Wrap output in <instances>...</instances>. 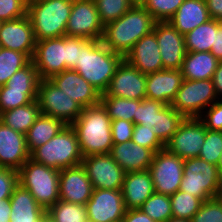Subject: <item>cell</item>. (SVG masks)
<instances>
[{
    "mask_svg": "<svg viewBox=\"0 0 222 222\" xmlns=\"http://www.w3.org/2000/svg\"><path fill=\"white\" fill-rule=\"evenodd\" d=\"M155 22L143 6H132L119 19L104 25L101 41L112 52L125 58L141 37L153 31Z\"/></svg>",
    "mask_w": 222,
    "mask_h": 222,
    "instance_id": "obj_1",
    "label": "cell"
},
{
    "mask_svg": "<svg viewBox=\"0 0 222 222\" xmlns=\"http://www.w3.org/2000/svg\"><path fill=\"white\" fill-rule=\"evenodd\" d=\"M111 118L99 104L85 107L71 124L74 128L83 157L92 154H109L113 146Z\"/></svg>",
    "mask_w": 222,
    "mask_h": 222,
    "instance_id": "obj_2",
    "label": "cell"
},
{
    "mask_svg": "<svg viewBox=\"0 0 222 222\" xmlns=\"http://www.w3.org/2000/svg\"><path fill=\"white\" fill-rule=\"evenodd\" d=\"M123 60V56L112 52L101 40H89L80 49L79 63L74 71L103 94Z\"/></svg>",
    "mask_w": 222,
    "mask_h": 222,
    "instance_id": "obj_3",
    "label": "cell"
},
{
    "mask_svg": "<svg viewBox=\"0 0 222 222\" xmlns=\"http://www.w3.org/2000/svg\"><path fill=\"white\" fill-rule=\"evenodd\" d=\"M73 0H39L27 2L36 41L66 36V26Z\"/></svg>",
    "mask_w": 222,
    "mask_h": 222,
    "instance_id": "obj_4",
    "label": "cell"
},
{
    "mask_svg": "<svg viewBox=\"0 0 222 222\" xmlns=\"http://www.w3.org/2000/svg\"><path fill=\"white\" fill-rule=\"evenodd\" d=\"M30 159L59 171L80 165L83 155L74 128L66 125L47 143L36 148Z\"/></svg>",
    "mask_w": 222,
    "mask_h": 222,
    "instance_id": "obj_5",
    "label": "cell"
},
{
    "mask_svg": "<svg viewBox=\"0 0 222 222\" xmlns=\"http://www.w3.org/2000/svg\"><path fill=\"white\" fill-rule=\"evenodd\" d=\"M18 173L19 184L27 189L46 211L59 200V170L29 158Z\"/></svg>",
    "mask_w": 222,
    "mask_h": 222,
    "instance_id": "obj_6",
    "label": "cell"
},
{
    "mask_svg": "<svg viewBox=\"0 0 222 222\" xmlns=\"http://www.w3.org/2000/svg\"><path fill=\"white\" fill-rule=\"evenodd\" d=\"M221 185L222 175L218 166L199 157L184 160L180 191L200 198L204 202L216 198Z\"/></svg>",
    "mask_w": 222,
    "mask_h": 222,
    "instance_id": "obj_7",
    "label": "cell"
},
{
    "mask_svg": "<svg viewBox=\"0 0 222 222\" xmlns=\"http://www.w3.org/2000/svg\"><path fill=\"white\" fill-rule=\"evenodd\" d=\"M218 100L212 79H184L171 106L185 118L199 117Z\"/></svg>",
    "mask_w": 222,
    "mask_h": 222,
    "instance_id": "obj_8",
    "label": "cell"
},
{
    "mask_svg": "<svg viewBox=\"0 0 222 222\" xmlns=\"http://www.w3.org/2000/svg\"><path fill=\"white\" fill-rule=\"evenodd\" d=\"M37 100L41 114L62 120L71 125L83 111V107L68 97L49 79H41L38 85Z\"/></svg>",
    "mask_w": 222,
    "mask_h": 222,
    "instance_id": "obj_9",
    "label": "cell"
},
{
    "mask_svg": "<svg viewBox=\"0 0 222 222\" xmlns=\"http://www.w3.org/2000/svg\"><path fill=\"white\" fill-rule=\"evenodd\" d=\"M184 160L166 149L154 153L150 172L156 193L173 195L180 188Z\"/></svg>",
    "mask_w": 222,
    "mask_h": 222,
    "instance_id": "obj_10",
    "label": "cell"
},
{
    "mask_svg": "<svg viewBox=\"0 0 222 222\" xmlns=\"http://www.w3.org/2000/svg\"><path fill=\"white\" fill-rule=\"evenodd\" d=\"M104 25L94 0H73L66 26V36L101 40Z\"/></svg>",
    "mask_w": 222,
    "mask_h": 222,
    "instance_id": "obj_11",
    "label": "cell"
},
{
    "mask_svg": "<svg viewBox=\"0 0 222 222\" xmlns=\"http://www.w3.org/2000/svg\"><path fill=\"white\" fill-rule=\"evenodd\" d=\"M206 137V128L198 117L185 118L165 144V149L181 159L198 157Z\"/></svg>",
    "mask_w": 222,
    "mask_h": 222,
    "instance_id": "obj_12",
    "label": "cell"
},
{
    "mask_svg": "<svg viewBox=\"0 0 222 222\" xmlns=\"http://www.w3.org/2000/svg\"><path fill=\"white\" fill-rule=\"evenodd\" d=\"M84 167L94 189L121 190L125 171L110 154H92L83 157Z\"/></svg>",
    "mask_w": 222,
    "mask_h": 222,
    "instance_id": "obj_13",
    "label": "cell"
},
{
    "mask_svg": "<svg viewBox=\"0 0 222 222\" xmlns=\"http://www.w3.org/2000/svg\"><path fill=\"white\" fill-rule=\"evenodd\" d=\"M31 61L40 79L66 70V36L37 41Z\"/></svg>",
    "mask_w": 222,
    "mask_h": 222,
    "instance_id": "obj_14",
    "label": "cell"
},
{
    "mask_svg": "<svg viewBox=\"0 0 222 222\" xmlns=\"http://www.w3.org/2000/svg\"><path fill=\"white\" fill-rule=\"evenodd\" d=\"M85 207L90 222H120L127 210L121 190L94 189Z\"/></svg>",
    "mask_w": 222,
    "mask_h": 222,
    "instance_id": "obj_15",
    "label": "cell"
},
{
    "mask_svg": "<svg viewBox=\"0 0 222 222\" xmlns=\"http://www.w3.org/2000/svg\"><path fill=\"white\" fill-rule=\"evenodd\" d=\"M101 96L143 100L146 98V74L141 73L124 59Z\"/></svg>",
    "mask_w": 222,
    "mask_h": 222,
    "instance_id": "obj_16",
    "label": "cell"
},
{
    "mask_svg": "<svg viewBox=\"0 0 222 222\" xmlns=\"http://www.w3.org/2000/svg\"><path fill=\"white\" fill-rule=\"evenodd\" d=\"M152 32L158 42L163 69L180 70L186 55L184 35L168 21L155 22Z\"/></svg>",
    "mask_w": 222,
    "mask_h": 222,
    "instance_id": "obj_17",
    "label": "cell"
},
{
    "mask_svg": "<svg viewBox=\"0 0 222 222\" xmlns=\"http://www.w3.org/2000/svg\"><path fill=\"white\" fill-rule=\"evenodd\" d=\"M36 42L34 31L27 15L1 22L0 47L25 53L32 59Z\"/></svg>",
    "mask_w": 222,
    "mask_h": 222,
    "instance_id": "obj_18",
    "label": "cell"
},
{
    "mask_svg": "<svg viewBox=\"0 0 222 222\" xmlns=\"http://www.w3.org/2000/svg\"><path fill=\"white\" fill-rule=\"evenodd\" d=\"M93 190V185L81 164L60 170L59 200L86 205Z\"/></svg>",
    "mask_w": 222,
    "mask_h": 222,
    "instance_id": "obj_19",
    "label": "cell"
},
{
    "mask_svg": "<svg viewBox=\"0 0 222 222\" xmlns=\"http://www.w3.org/2000/svg\"><path fill=\"white\" fill-rule=\"evenodd\" d=\"M49 80L83 108L100 103L101 93L77 71L67 69L53 75Z\"/></svg>",
    "mask_w": 222,
    "mask_h": 222,
    "instance_id": "obj_20",
    "label": "cell"
},
{
    "mask_svg": "<svg viewBox=\"0 0 222 222\" xmlns=\"http://www.w3.org/2000/svg\"><path fill=\"white\" fill-rule=\"evenodd\" d=\"M29 158L25 134L0 121V167L18 171Z\"/></svg>",
    "mask_w": 222,
    "mask_h": 222,
    "instance_id": "obj_21",
    "label": "cell"
},
{
    "mask_svg": "<svg viewBox=\"0 0 222 222\" xmlns=\"http://www.w3.org/2000/svg\"><path fill=\"white\" fill-rule=\"evenodd\" d=\"M124 59L146 75L163 70L160 49L153 32L141 37Z\"/></svg>",
    "mask_w": 222,
    "mask_h": 222,
    "instance_id": "obj_22",
    "label": "cell"
},
{
    "mask_svg": "<svg viewBox=\"0 0 222 222\" xmlns=\"http://www.w3.org/2000/svg\"><path fill=\"white\" fill-rule=\"evenodd\" d=\"M181 70L163 69L146 75V98L171 105L182 85Z\"/></svg>",
    "mask_w": 222,
    "mask_h": 222,
    "instance_id": "obj_23",
    "label": "cell"
},
{
    "mask_svg": "<svg viewBox=\"0 0 222 222\" xmlns=\"http://www.w3.org/2000/svg\"><path fill=\"white\" fill-rule=\"evenodd\" d=\"M109 154L126 173L148 170L154 156L151 149L132 141L113 144Z\"/></svg>",
    "mask_w": 222,
    "mask_h": 222,
    "instance_id": "obj_24",
    "label": "cell"
},
{
    "mask_svg": "<svg viewBox=\"0 0 222 222\" xmlns=\"http://www.w3.org/2000/svg\"><path fill=\"white\" fill-rule=\"evenodd\" d=\"M121 192L126 209H138L155 192L148 170L125 173Z\"/></svg>",
    "mask_w": 222,
    "mask_h": 222,
    "instance_id": "obj_25",
    "label": "cell"
},
{
    "mask_svg": "<svg viewBox=\"0 0 222 222\" xmlns=\"http://www.w3.org/2000/svg\"><path fill=\"white\" fill-rule=\"evenodd\" d=\"M10 222H42L47 215L33 195L20 184L10 197Z\"/></svg>",
    "mask_w": 222,
    "mask_h": 222,
    "instance_id": "obj_26",
    "label": "cell"
},
{
    "mask_svg": "<svg viewBox=\"0 0 222 222\" xmlns=\"http://www.w3.org/2000/svg\"><path fill=\"white\" fill-rule=\"evenodd\" d=\"M211 19L205 0H185L168 22L182 35Z\"/></svg>",
    "mask_w": 222,
    "mask_h": 222,
    "instance_id": "obj_27",
    "label": "cell"
},
{
    "mask_svg": "<svg viewBox=\"0 0 222 222\" xmlns=\"http://www.w3.org/2000/svg\"><path fill=\"white\" fill-rule=\"evenodd\" d=\"M219 62L211 52H186L180 70L185 80L212 79Z\"/></svg>",
    "mask_w": 222,
    "mask_h": 222,
    "instance_id": "obj_28",
    "label": "cell"
},
{
    "mask_svg": "<svg viewBox=\"0 0 222 222\" xmlns=\"http://www.w3.org/2000/svg\"><path fill=\"white\" fill-rule=\"evenodd\" d=\"M66 124L55 117L41 114L25 134L27 148L30 154L38 147L47 143Z\"/></svg>",
    "mask_w": 222,
    "mask_h": 222,
    "instance_id": "obj_29",
    "label": "cell"
},
{
    "mask_svg": "<svg viewBox=\"0 0 222 222\" xmlns=\"http://www.w3.org/2000/svg\"><path fill=\"white\" fill-rule=\"evenodd\" d=\"M40 115L41 109L36 99L29 104L0 113V121L5 126L26 134Z\"/></svg>",
    "mask_w": 222,
    "mask_h": 222,
    "instance_id": "obj_30",
    "label": "cell"
},
{
    "mask_svg": "<svg viewBox=\"0 0 222 222\" xmlns=\"http://www.w3.org/2000/svg\"><path fill=\"white\" fill-rule=\"evenodd\" d=\"M220 23L210 19L184 35L186 52H210Z\"/></svg>",
    "mask_w": 222,
    "mask_h": 222,
    "instance_id": "obj_31",
    "label": "cell"
},
{
    "mask_svg": "<svg viewBox=\"0 0 222 222\" xmlns=\"http://www.w3.org/2000/svg\"><path fill=\"white\" fill-rule=\"evenodd\" d=\"M185 117L178 113L171 105H166L157 113V121L153 130L158 139L165 145L178 130Z\"/></svg>",
    "mask_w": 222,
    "mask_h": 222,
    "instance_id": "obj_32",
    "label": "cell"
},
{
    "mask_svg": "<svg viewBox=\"0 0 222 222\" xmlns=\"http://www.w3.org/2000/svg\"><path fill=\"white\" fill-rule=\"evenodd\" d=\"M100 102L106 108L111 120L123 119L133 122V117L136 115L137 107L141 103V100L101 96Z\"/></svg>",
    "mask_w": 222,
    "mask_h": 222,
    "instance_id": "obj_33",
    "label": "cell"
},
{
    "mask_svg": "<svg viewBox=\"0 0 222 222\" xmlns=\"http://www.w3.org/2000/svg\"><path fill=\"white\" fill-rule=\"evenodd\" d=\"M46 214L54 222H86L87 213L85 205L74 204L58 200L51 206Z\"/></svg>",
    "mask_w": 222,
    "mask_h": 222,
    "instance_id": "obj_34",
    "label": "cell"
},
{
    "mask_svg": "<svg viewBox=\"0 0 222 222\" xmlns=\"http://www.w3.org/2000/svg\"><path fill=\"white\" fill-rule=\"evenodd\" d=\"M30 61L31 59L25 53L0 47V87Z\"/></svg>",
    "mask_w": 222,
    "mask_h": 222,
    "instance_id": "obj_35",
    "label": "cell"
},
{
    "mask_svg": "<svg viewBox=\"0 0 222 222\" xmlns=\"http://www.w3.org/2000/svg\"><path fill=\"white\" fill-rule=\"evenodd\" d=\"M139 209L155 222H166L173 217L170 196L161 193L154 192Z\"/></svg>",
    "mask_w": 222,
    "mask_h": 222,
    "instance_id": "obj_36",
    "label": "cell"
},
{
    "mask_svg": "<svg viewBox=\"0 0 222 222\" xmlns=\"http://www.w3.org/2000/svg\"><path fill=\"white\" fill-rule=\"evenodd\" d=\"M170 199L173 218L188 220L192 219L203 203L200 198L180 190L170 195Z\"/></svg>",
    "mask_w": 222,
    "mask_h": 222,
    "instance_id": "obj_37",
    "label": "cell"
},
{
    "mask_svg": "<svg viewBox=\"0 0 222 222\" xmlns=\"http://www.w3.org/2000/svg\"><path fill=\"white\" fill-rule=\"evenodd\" d=\"M38 90H17L0 87V113L29 104L37 99Z\"/></svg>",
    "mask_w": 222,
    "mask_h": 222,
    "instance_id": "obj_38",
    "label": "cell"
},
{
    "mask_svg": "<svg viewBox=\"0 0 222 222\" xmlns=\"http://www.w3.org/2000/svg\"><path fill=\"white\" fill-rule=\"evenodd\" d=\"M40 77L32 61L15 72L5 84L11 89L17 90H38Z\"/></svg>",
    "mask_w": 222,
    "mask_h": 222,
    "instance_id": "obj_39",
    "label": "cell"
},
{
    "mask_svg": "<svg viewBox=\"0 0 222 222\" xmlns=\"http://www.w3.org/2000/svg\"><path fill=\"white\" fill-rule=\"evenodd\" d=\"M103 25L119 19L132 5L128 0H94Z\"/></svg>",
    "mask_w": 222,
    "mask_h": 222,
    "instance_id": "obj_40",
    "label": "cell"
},
{
    "mask_svg": "<svg viewBox=\"0 0 222 222\" xmlns=\"http://www.w3.org/2000/svg\"><path fill=\"white\" fill-rule=\"evenodd\" d=\"M166 104L149 98H144L137 107L136 115L133 117V123L153 128L157 121V113H159Z\"/></svg>",
    "mask_w": 222,
    "mask_h": 222,
    "instance_id": "obj_41",
    "label": "cell"
},
{
    "mask_svg": "<svg viewBox=\"0 0 222 222\" xmlns=\"http://www.w3.org/2000/svg\"><path fill=\"white\" fill-rule=\"evenodd\" d=\"M222 154V131H211L206 129L204 144L200 150L199 158L218 166Z\"/></svg>",
    "mask_w": 222,
    "mask_h": 222,
    "instance_id": "obj_42",
    "label": "cell"
},
{
    "mask_svg": "<svg viewBox=\"0 0 222 222\" xmlns=\"http://www.w3.org/2000/svg\"><path fill=\"white\" fill-rule=\"evenodd\" d=\"M185 0H147L144 8L156 22L168 21Z\"/></svg>",
    "mask_w": 222,
    "mask_h": 222,
    "instance_id": "obj_43",
    "label": "cell"
},
{
    "mask_svg": "<svg viewBox=\"0 0 222 222\" xmlns=\"http://www.w3.org/2000/svg\"><path fill=\"white\" fill-rule=\"evenodd\" d=\"M132 142L151 149L154 153L165 149V145L155 135L153 128L141 124L134 125Z\"/></svg>",
    "mask_w": 222,
    "mask_h": 222,
    "instance_id": "obj_44",
    "label": "cell"
},
{
    "mask_svg": "<svg viewBox=\"0 0 222 222\" xmlns=\"http://www.w3.org/2000/svg\"><path fill=\"white\" fill-rule=\"evenodd\" d=\"M191 222H222V203L217 197L205 200Z\"/></svg>",
    "mask_w": 222,
    "mask_h": 222,
    "instance_id": "obj_45",
    "label": "cell"
},
{
    "mask_svg": "<svg viewBox=\"0 0 222 222\" xmlns=\"http://www.w3.org/2000/svg\"><path fill=\"white\" fill-rule=\"evenodd\" d=\"M27 15V0H0V22Z\"/></svg>",
    "mask_w": 222,
    "mask_h": 222,
    "instance_id": "obj_46",
    "label": "cell"
},
{
    "mask_svg": "<svg viewBox=\"0 0 222 222\" xmlns=\"http://www.w3.org/2000/svg\"><path fill=\"white\" fill-rule=\"evenodd\" d=\"M205 128L211 131H222V100L208 107L199 117Z\"/></svg>",
    "mask_w": 222,
    "mask_h": 222,
    "instance_id": "obj_47",
    "label": "cell"
},
{
    "mask_svg": "<svg viewBox=\"0 0 222 222\" xmlns=\"http://www.w3.org/2000/svg\"><path fill=\"white\" fill-rule=\"evenodd\" d=\"M18 185V171L11 168L0 167V200L10 199Z\"/></svg>",
    "mask_w": 222,
    "mask_h": 222,
    "instance_id": "obj_48",
    "label": "cell"
},
{
    "mask_svg": "<svg viewBox=\"0 0 222 222\" xmlns=\"http://www.w3.org/2000/svg\"><path fill=\"white\" fill-rule=\"evenodd\" d=\"M82 37L66 36V70H74L79 63L80 49L88 42Z\"/></svg>",
    "mask_w": 222,
    "mask_h": 222,
    "instance_id": "obj_49",
    "label": "cell"
},
{
    "mask_svg": "<svg viewBox=\"0 0 222 222\" xmlns=\"http://www.w3.org/2000/svg\"><path fill=\"white\" fill-rule=\"evenodd\" d=\"M134 123L123 119L111 121L113 144H120L132 140Z\"/></svg>",
    "mask_w": 222,
    "mask_h": 222,
    "instance_id": "obj_50",
    "label": "cell"
},
{
    "mask_svg": "<svg viewBox=\"0 0 222 222\" xmlns=\"http://www.w3.org/2000/svg\"><path fill=\"white\" fill-rule=\"evenodd\" d=\"M120 222H155L146 213L138 209L126 210L125 216Z\"/></svg>",
    "mask_w": 222,
    "mask_h": 222,
    "instance_id": "obj_51",
    "label": "cell"
},
{
    "mask_svg": "<svg viewBox=\"0 0 222 222\" xmlns=\"http://www.w3.org/2000/svg\"><path fill=\"white\" fill-rule=\"evenodd\" d=\"M211 19L222 22V0H205Z\"/></svg>",
    "mask_w": 222,
    "mask_h": 222,
    "instance_id": "obj_52",
    "label": "cell"
},
{
    "mask_svg": "<svg viewBox=\"0 0 222 222\" xmlns=\"http://www.w3.org/2000/svg\"><path fill=\"white\" fill-rule=\"evenodd\" d=\"M219 61H222V22L217 26L214 44L210 51Z\"/></svg>",
    "mask_w": 222,
    "mask_h": 222,
    "instance_id": "obj_53",
    "label": "cell"
},
{
    "mask_svg": "<svg viewBox=\"0 0 222 222\" xmlns=\"http://www.w3.org/2000/svg\"><path fill=\"white\" fill-rule=\"evenodd\" d=\"M215 92L219 100H222V61L219 62L217 69L212 77Z\"/></svg>",
    "mask_w": 222,
    "mask_h": 222,
    "instance_id": "obj_54",
    "label": "cell"
},
{
    "mask_svg": "<svg viewBox=\"0 0 222 222\" xmlns=\"http://www.w3.org/2000/svg\"><path fill=\"white\" fill-rule=\"evenodd\" d=\"M10 199L0 200V222H10Z\"/></svg>",
    "mask_w": 222,
    "mask_h": 222,
    "instance_id": "obj_55",
    "label": "cell"
},
{
    "mask_svg": "<svg viewBox=\"0 0 222 222\" xmlns=\"http://www.w3.org/2000/svg\"><path fill=\"white\" fill-rule=\"evenodd\" d=\"M132 6H144L147 0H128Z\"/></svg>",
    "mask_w": 222,
    "mask_h": 222,
    "instance_id": "obj_56",
    "label": "cell"
},
{
    "mask_svg": "<svg viewBox=\"0 0 222 222\" xmlns=\"http://www.w3.org/2000/svg\"><path fill=\"white\" fill-rule=\"evenodd\" d=\"M166 222H191V220L172 217L168 219Z\"/></svg>",
    "mask_w": 222,
    "mask_h": 222,
    "instance_id": "obj_57",
    "label": "cell"
},
{
    "mask_svg": "<svg viewBox=\"0 0 222 222\" xmlns=\"http://www.w3.org/2000/svg\"><path fill=\"white\" fill-rule=\"evenodd\" d=\"M217 199L222 203V185L219 188Z\"/></svg>",
    "mask_w": 222,
    "mask_h": 222,
    "instance_id": "obj_58",
    "label": "cell"
},
{
    "mask_svg": "<svg viewBox=\"0 0 222 222\" xmlns=\"http://www.w3.org/2000/svg\"><path fill=\"white\" fill-rule=\"evenodd\" d=\"M218 169H219L220 174L222 175V154H221L220 159H219Z\"/></svg>",
    "mask_w": 222,
    "mask_h": 222,
    "instance_id": "obj_59",
    "label": "cell"
},
{
    "mask_svg": "<svg viewBox=\"0 0 222 222\" xmlns=\"http://www.w3.org/2000/svg\"><path fill=\"white\" fill-rule=\"evenodd\" d=\"M42 222H54L51 218H49L47 215L43 218Z\"/></svg>",
    "mask_w": 222,
    "mask_h": 222,
    "instance_id": "obj_60",
    "label": "cell"
},
{
    "mask_svg": "<svg viewBox=\"0 0 222 222\" xmlns=\"http://www.w3.org/2000/svg\"><path fill=\"white\" fill-rule=\"evenodd\" d=\"M36 1H39V0H27V2H36Z\"/></svg>",
    "mask_w": 222,
    "mask_h": 222,
    "instance_id": "obj_61",
    "label": "cell"
}]
</instances>
